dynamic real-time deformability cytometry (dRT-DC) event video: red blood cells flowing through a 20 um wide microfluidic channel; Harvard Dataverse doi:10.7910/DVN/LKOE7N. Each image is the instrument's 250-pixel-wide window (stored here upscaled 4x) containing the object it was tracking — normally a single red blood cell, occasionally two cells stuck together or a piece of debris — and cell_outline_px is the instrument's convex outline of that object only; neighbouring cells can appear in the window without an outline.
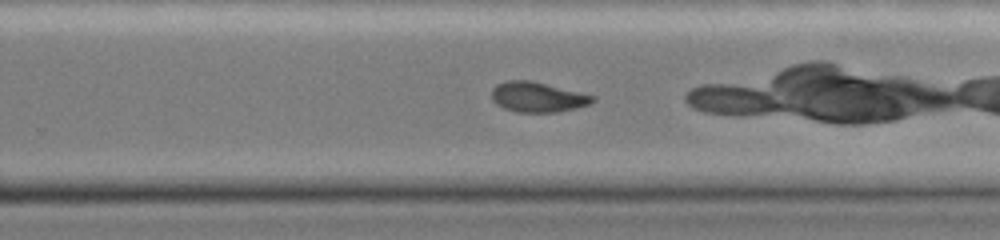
{"species": "common noctule bat (a hibernating species)", "species_latin": "Nyctalus noctula", "temperature_condition": "cold", "stored_images_in_passage": 40, "camera_frame_rate_fps": 3000, "um_per_image_px": 0.085, "animal": {"sex": "female", "body_mass_g": 19.0, "forearm_length_mm": 51.5}, "frame": {"image": 1, "passage_image": 27, "time_ms": 8.667, "image_size_px": [1000, 240], "cell_outline_px": [[596, 100], [588, 104], [576, 108], [556, 112], [516, 112], [504, 108], [496, 104], [492, 100], [492, 88], [496, 84], [504, 80], [532, 80], [596, 96]], "centroid_in_image_um": [45.68, 8.24], "position_along_channel_um": 284.1, "area_um2": 17.86}}
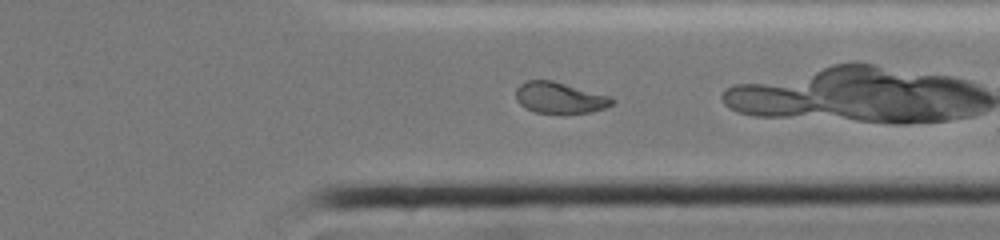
{"frame": {"image": 2, "passage_image": 33, "time_ms": 10.667, "image_size_px": [1000, 240], "cell_outline_px": [[616, 100], [612, 104], [604, 108], [592, 112], [564, 116], [560, 116], [536, 112], [524, 108], [516, 100], [516, 88], [520, 84], [528, 80], [552, 80], [612, 96]], "centroid_in_image_um": [47.6, 8.35], "position_along_channel_um": 363.8, "area_um2": 18.26}, "authors_computed_cell_mechanics": {"area_um2": 19.7676, "velocity_mm_per_s": 3.9344, "shape_relaxation_time_tau1_ms": null, "shape_relaxation_time_tau2_ms": 1.9209, "deformation_change_tau1": null, "deformation_change_tau2": 0.0557}}